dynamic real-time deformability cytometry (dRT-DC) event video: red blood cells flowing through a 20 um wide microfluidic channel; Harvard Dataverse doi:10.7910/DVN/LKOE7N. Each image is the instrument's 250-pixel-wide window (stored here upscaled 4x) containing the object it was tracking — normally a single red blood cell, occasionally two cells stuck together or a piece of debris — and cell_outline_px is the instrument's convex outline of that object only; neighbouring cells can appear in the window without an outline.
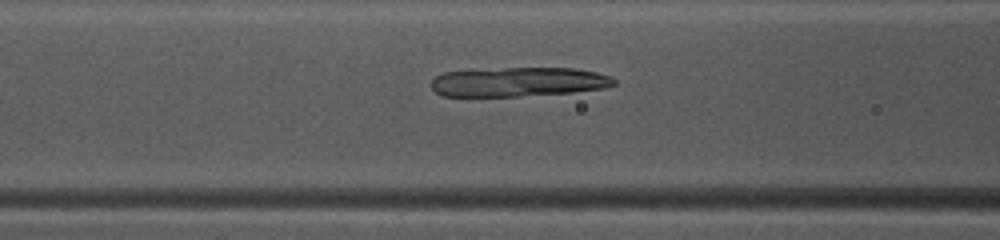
{"species": "common noctule bat (a hibernating species)", "species_latin": "Nyctalus noctula", "temperature_condition": "warm", "stored_images_in_passage": 48, "camera_frame_rate_fps": 3000, "um_per_image_px": 0.085, "animal": {"sex": "female", "body_mass_g": 10.0, "forearm_length_mm": 53.1}, "frame": {"image": 1, "passage_image": 20, "time_ms": 6.333, "image_size_px": [1000, 240], "cell_outline_px": [[616, 84], [604, 88], [572, 92], [516, 96], [440, 96], [432, 88], [432, 80], [436, 76], [444, 72], [504, 68], [572, 68], [596, 72], [612, 76], [616, 80]], "centroid_in_image_um": [44.09, 6.96], "position_along_channel_um": 122.5, "area_um2": 31.1}}
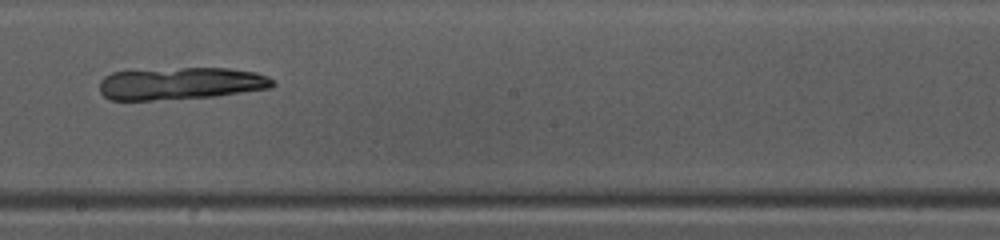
{"frame": {"image": 2, "passage_image": 28, "time_ms": 9.0, "image_size_px": [1000, 240], "cell_outline_px": [[276, 84], [272, 88], [212, 96], [152, 100], [108, 100], [100, 92], [100, 80], [104, 76], [112, 72], [180, 68], [228, 68], [256, 72], [268, 76]], "centroid_in_image_um": [15.35, 7.09], "position_along_channel_um": 232.8, "area_um2": 32.48}}
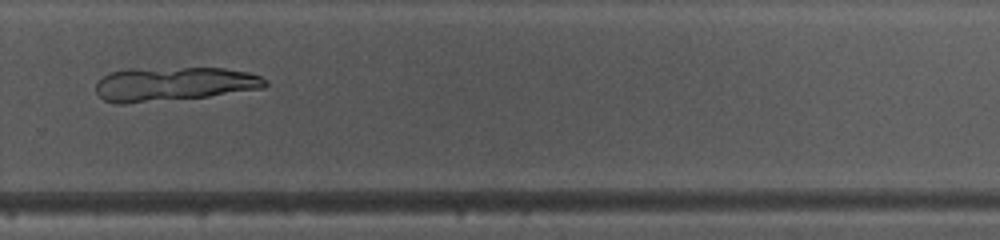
{"frame": {"image": 3, "passage_image": 34, "time_ms": 11.0, "image_size_px": [1000, 240], "cell_outline_px": [[268, 84], [264, 88], [208, 96], [124, 104], [116, 104], [104, 100], [96, 92], [96, 84], [104, 76], [112, 72], [128, 68], [224, 68], [248, 72], [260, 76], [268, 80]], "centroid_in_image_um": [14.78, 7.13], "position_along_channel_um": 315.0, "area_um2": 33.58}}